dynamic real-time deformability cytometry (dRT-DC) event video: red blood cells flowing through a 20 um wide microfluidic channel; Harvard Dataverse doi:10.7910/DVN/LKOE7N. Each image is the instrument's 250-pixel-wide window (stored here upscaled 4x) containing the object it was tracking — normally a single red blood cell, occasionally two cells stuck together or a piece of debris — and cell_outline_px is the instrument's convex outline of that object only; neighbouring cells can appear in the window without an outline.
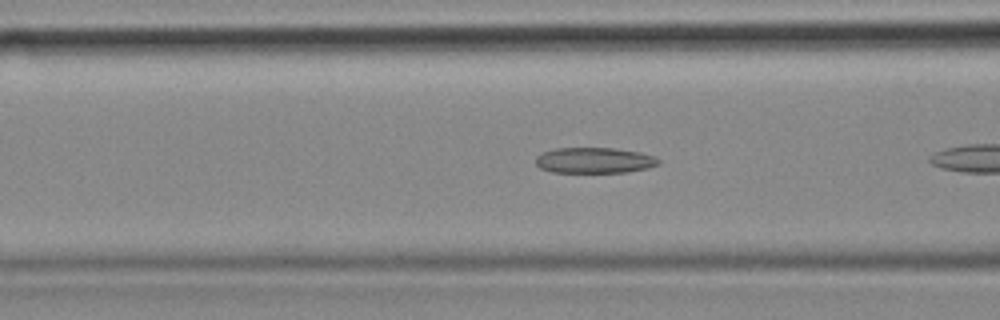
{"species": "common noctule bat (a hibernating species)", "species_latin": "Nyctalus noctula", "temperature_condition": "cold", "stored_images_in_passage": 8, "camera_frame_rate_fps": 3000, "um_per_image_px": 0.085, "animal": {"sex": "female", "body_mass_g": 18.4}, "frame": {"image": 1, "passage_image": 6, "time_ms": 1.667, "image_size_px": [1000, 320], "cell_outline_px": [[660, 164], [648, 168], [628, 172], [552, 172], [540, 168], [536, 164], [536, 156], [544, 152], [556, 148], [616, 148], [640, 152], [656, 156], [660, 160]], "centroid_in_image_um": [50.56, 13.63], "position_along_channel_um": 116.0, "area_um2": 18.5}}